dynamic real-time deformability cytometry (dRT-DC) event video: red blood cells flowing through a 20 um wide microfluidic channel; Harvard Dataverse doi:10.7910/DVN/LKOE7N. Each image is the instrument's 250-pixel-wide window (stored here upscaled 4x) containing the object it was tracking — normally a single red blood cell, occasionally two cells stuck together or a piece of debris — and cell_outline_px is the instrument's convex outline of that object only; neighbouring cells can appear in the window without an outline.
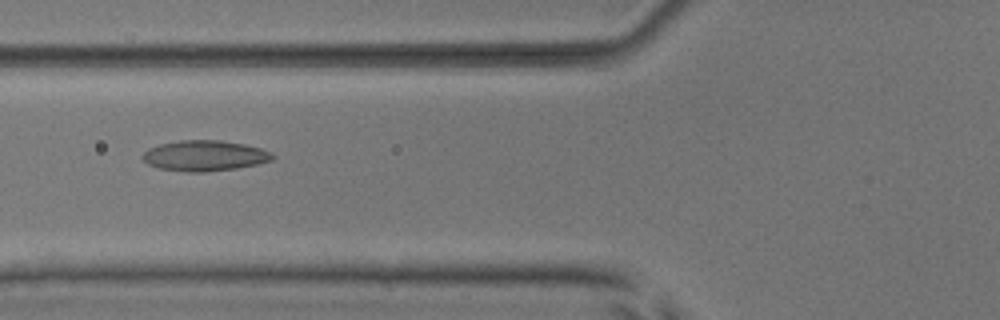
{"species": "common noctule bat (a hibernating species)", "species_latin": "Nyctalus noctula", "temperature_condition": "room temperature", "stored_images_in_passage": 3, "camera_frame_rate_fps": 3000, "um_per_image_px": 0.085, "animal": {"sex": "male", "body_mass_g": 17.9, "forearm_length_mm": 54.2}, "frame": {"image": 1, "passage_image": 3, "time_ms": 2.333, "image_size_px": [1000, 320], "cell_outline_px": [[276, 156], [272, 160], [256, 164], [236, 168], [204, 172], [188, 172], [160, 168], [148, 164], [140, 156], [148, 148], [160, 144], [180, 140], [220, 140], [244, 144], [260, 148]], "centroid_in_image_um": [17.36, 13.23], "position_along_channel_um": 108.4, "area_um2": 23.0}}